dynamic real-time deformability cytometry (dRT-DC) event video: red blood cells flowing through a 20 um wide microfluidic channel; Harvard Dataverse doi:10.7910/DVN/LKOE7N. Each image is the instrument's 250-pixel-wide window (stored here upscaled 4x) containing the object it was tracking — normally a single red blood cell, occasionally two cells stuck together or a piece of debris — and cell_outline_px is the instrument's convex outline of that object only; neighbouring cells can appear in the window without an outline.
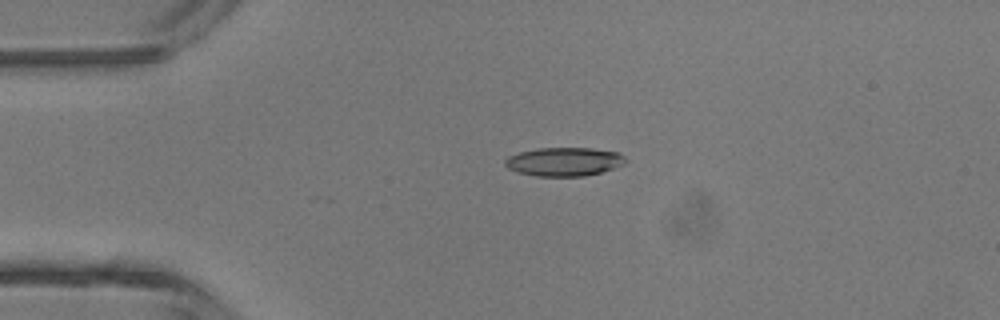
{"species": "common noctule bat (a hibernating species)", "species_latin": "Nyctalus noctula", "temperature_condition": "room temperature", "stored_images_in_passage": 4, "camera_frame_rate_fps": 3000, "um_per_image_px": 0.085, "animal": {"sex": "male", "body_mass_g": 13.3}, "frame": {"image": 1, "passage_image": 4, "time_ms": 1.0, "image_size_px": [1000, 320], "cell_outline_px": [[628, 160], [624, 164], [600, 172], [584, 176], [536, 176], [516, 172], [508, 168], [504, 164], [504, 160], [508, 156], [520, 152], [536, 148], [592, 148], [620, 152]], "centroid_in_image_um": [47.94, 13.73], "position_along_channel_um": 37.1, "area_um2": 20.23}}